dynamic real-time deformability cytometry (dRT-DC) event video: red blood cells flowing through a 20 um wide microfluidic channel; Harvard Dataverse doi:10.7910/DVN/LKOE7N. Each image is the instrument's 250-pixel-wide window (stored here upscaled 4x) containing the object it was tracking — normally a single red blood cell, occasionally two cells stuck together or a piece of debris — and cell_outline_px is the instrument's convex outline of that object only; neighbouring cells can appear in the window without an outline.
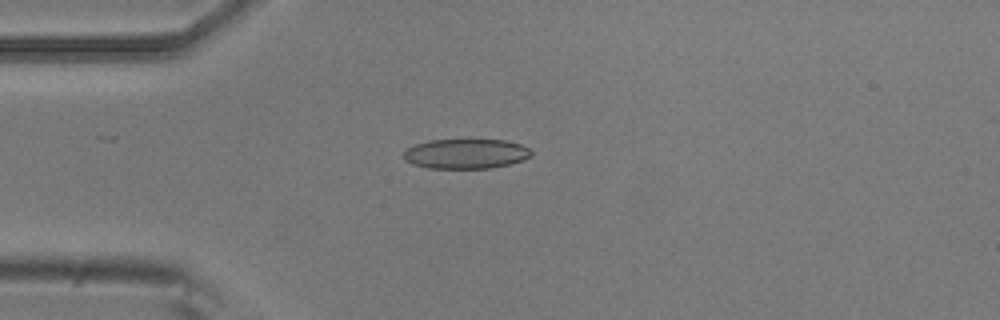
{"species": "common noctule bat (a hibernating species)", "species_latin": "Nyctalus noctula", "temperature_condition": "room temperature", "stored_images_in_passage": 4, "camera_frame_rate_fps": 3000, "um_per_image_px": 0.085, "animal": {"sex": "male", "body_mass_g": 20.5, "forearm_length_mm": 52.5}, "frame": {"image": 1, "passage_image": 4, "time_ms": 1.0, "image_size_px": [1000, 320], "cell_outline_px": [[532, 156], [524, 160], [492, 168], [428, 168], [412, 164], [404, 160], [404, 152], [408, 148], [416, 144], [432, 140], [504, 140], [520, 144], [528, 148], [532, 152]], "centroid_in_image_um": [39.61, 13.08], "position_along_channel_um": 45.4, "area_um2": 22.08}}